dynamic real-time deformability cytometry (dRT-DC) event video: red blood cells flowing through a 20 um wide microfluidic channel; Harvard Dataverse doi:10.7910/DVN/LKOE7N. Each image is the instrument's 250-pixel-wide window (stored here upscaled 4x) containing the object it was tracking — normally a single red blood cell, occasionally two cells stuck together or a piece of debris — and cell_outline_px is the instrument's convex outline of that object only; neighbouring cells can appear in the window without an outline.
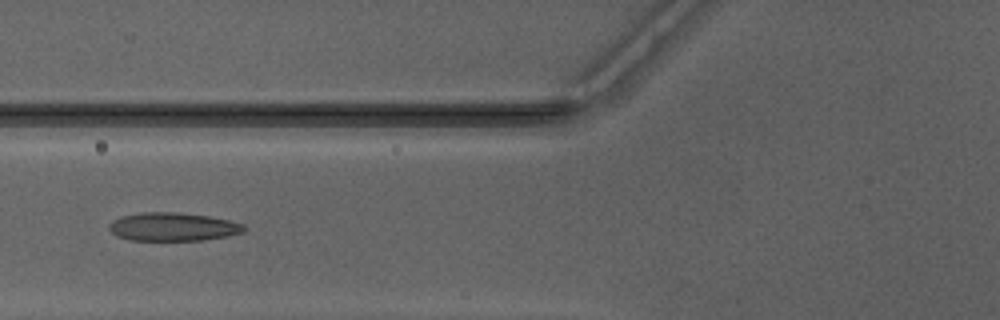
{"species": "Egyptian fruit bat (a non-hibernating species)", "species_latin": "Rousettus aegyptiacus", "temperature_condition": "warm", "stored_images_in_passage": 49, "camera_frame_rate_fps": 3000, "um_per_image_px": 0.085, "animal": {"sex": "male"}, "frame": {"image": 1, "passage_image": 20, "time_ms": 6.333, "image_size_px": [1000, 320], "cell_outline_px": [[248, 228], [244, 232], [228, 236], [200, 240], [132, 240], [116, 236], [108, 228], [108, 224], [112, 220], [120, 216], [140, 212], [176, 212], [208, 216], [228, 220], [244, 224]], "centroid_in_image_um": [14.69, 19.27], "position_along_channel_um": 111.1, "area_um2": 22.43}}
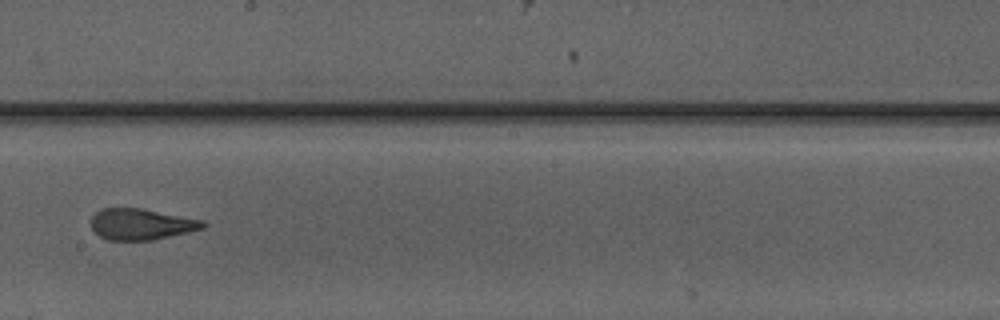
{"frame": {"image": 2, "passage_image": 29, "time_ms": 9.333, "image_size_px": [1000, 320], "cell_outline_px": [[208, 224], [204, 228], [188, 232], [152, 240], [108, 240], [100, 236], [92, 228], [92, 216], [100, 208], [140, 208], [204, 220]], "centroid_in_image_um": [12.02, 19.05], "position_along_channel_um": 236.2, "area_um2": 20.23}}
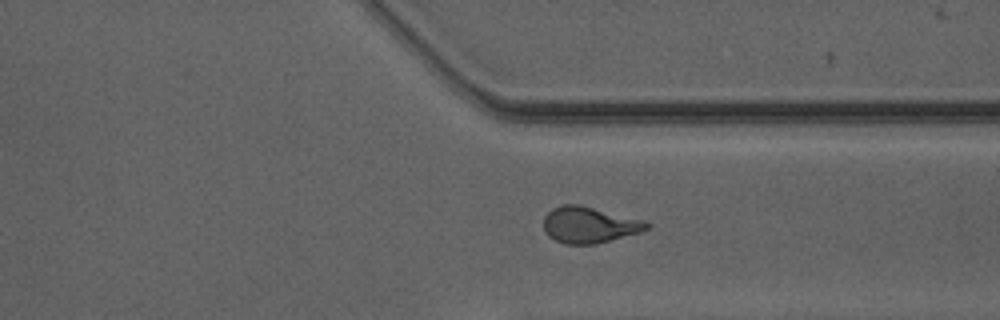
{"frame": {"image": 3, "passage_image": 38, "time_ms": 12.333, "image_size_px": [1000, 320], "cell_outline_px": [[652, 224], [648, 228], [640, 232], [596, 244], [564, 244], [548, 236], [544, 232], [544, 216], [552, 208], [564, 204], [580, 204], [644, 220]], "centroid_in_image_um": [50.08, 19.11], "position_along_channel_um": 361.3, "area_um2": 21.85}, "authors_computed_cell_mechanics": {"area_um2": 21.7906, "velocity_mm_per_s": 4.1739, "shape_relaxation_time_tau1_ms": null, "shape_relaxation_time_tau2_ms": 1.1329, "deformation_change_tau1": null, "deformation_change_tau2": 0.1047}}